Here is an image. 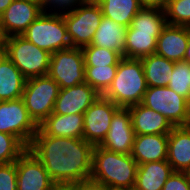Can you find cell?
<instances>
[{
	"label": "cell",
	"mask_w": 190,
	"mask_h": 190,
	"mask_svg": "<svg viewBox=\"0 0 190 190\" xmlns=\"http://www.w3.org/2000/svg\"><path fill=\"white\" fill-rule=\"evenodd\" d=\"M189 36V26L167 24L157 38L155 53L174 62L184 61Z\"/></svg>",
	"instance_id": "e0dca14e"
},
{
	"label": "cell",
	"mask_w": 190,
	"mask_h": 190,
	"mask_svg": "<svg viewBox=\"0 0 190 190\" xmlns=\"http://www.w3.org/2000/svg\"><path fill=\"white\" fill-rule=\"evenodd\" d=\"M100 0H79L80 4L84 3H99Z\"/></svg>",
	"instance_id": "60d3db41"
},
{
	"label": "cell",
	"mask_w": 190,
	"mask_h": 190,
	"mask_svg": "<svg viewBox=\"0 0 190 190\" xmlns=\"http://www.w3.org/2000/svg\"><path fill=\"white\" fill-rule=\"evenodd\" d=\"M85 59V66L102 67L107 65H118L121 56L110 49L87 45L82 48Z\"/></svg>",
	"instance_id": "83f0119b"
},
{
	"label": "cell",
	"mask_w": 190,
	"mask_h": 190,
	"mask_svg": "<svg viewBox=\"0 0 190 190\" xmlns=\"http://www.w3.org/2000/svg\"><path fill=\"white\" fill-rule=\"evenodd\" d=\"M0 190H17L16 163L0 164Z\"/></svg>",
	"instance_id": "1f68e13d"
},
{
	"label": "cell",
	"mask_w": 190,
	"mask_h": 190,
	"mask_svg": "<svg viewBox=\"0 0 190 190\" xmlns=\"http://www.w3.org/2000/svg\"><path fill=\"white\" fill-rule=\"evenodd\" d=\"M78 4H80L79 0H45L44 8L42 10H43V12H47V10L49 9L48 13L49 12L52 13V11H54L53 13H59V14L61 13L62 14V13H65L67 10L68 11L73 10Z\"/></svg>",
	"instance_id": "836d02e7"
},
{
	"label": "cell",
	"mask_w": 190,
	"mask_h": 190,
	"mask_svg": "<svg viewBox=\"0 0 190 190\" xmlns=\"http://www.w3.org/2000/svg\"><path fill=\"white\" fill-rule=\"evenodd\" d=\"M134 137L130 110L120 107L114 113L108 134L99 146L113 152L131 154Z\"/></svg>",
	"instance_id": "4fadbf2b"
},
{
	"label": "cell",
	"mask_w": 190,
	"mask_h": 190,
	"mask_svg": "<svg viewBox=\"0 0 190 190\" xmlns=\"http://www.w3.org/2000/svg\"><path fill=\"white\" fill-rule=\"evenodd\" d=\"M74 190H106V188L92 181H86L74 184Z\"/></svg>",
	"instance_id": "d590c367"
},
{
	"label": "cell",
	"mask_w": 190,
	"mask_h": 190,
	"mask_svg": "<svg viewBox=\"0 0 190 190\" xmlns=\"http://www.w3.org/2000/svg\"><path fill=\"white\" fill-rule=\"evenodd\" d=\"M38 129L45 135L66 138H82L84 124L83 114L51 113Z\"/></svg>",
	"instance_id": "44dd1931"
},
{
	"label": "cell",
	"mask_w": 190,
	"mask_h": 190,
	"mask_svg": "<svg viewBox=\"0 0 190 190\" xmlns=\"http://www.w3.org/2000/svg\"><path fill=\"white\" fill-rule=\"evenodd\" d=\"M187 174H188L189 179H190V169L187 171Z\"/></svg>",
	"instance_id": "f6af8a7d"
},
{
	"label": "cell",
	"mask_w": 190,
	"mask_h": 190,
	"mask_svg": "<svg viewBox=\"0 0 190 190\" xmlns=\"http://www.w3.org/2000/svg\"><path fill=\"white\" fill-rule=\"evenodd\" d=\"M118 65H107L102 67L85 66V82L103 95L111 85Z\"/></svg>",
	"instance_id": "4316f807"
},
{
	"label": "cell",
	"mask_w": 190,
	"mask_h": 190,
	"mask_svg": "<svg viewBox=\"0 0 190 190\" xmlns=\"http://www.w3.org/2000/svg\"><path fill=\"white\" fill-rule=\"evenodd\" d=\"M27 2L34 3L38 6H40L42 9L44 8V1L45 0H26Z\"/></svg>",
	"instance_id": "ab89813d"
},
{
	"label": "cell",
	"mask_w": 190,
	"mask_h": 190,
	"mask_svg": "<svg viewBox=\"0 0 190 190\" xmlns=\"http://www.w3.org/2000/svg\"><path fill=\"white\" fill-rule=\"evenodd\" d=\"M184 61L190 64V36H189V42L188 46L185 52Z\"/></svg>",
	"instance_id": "f35d334b"
},
{
	"label": "cell",
	"mask_w": 190,
	"mask_h": 190,
	"mask_svg": "<svg viewBox=\"0 0 190 190\" xmlns=\"http://www.w3.org/2000/svg\"><path fill=\"white\" fill-rule=\"evenodd\" d=\"M128 108L135 135L169 134L174 127L161 113L146 107L142 103Z\"/></svg>",
	"instance_id": "d6986e66"
},
{
	"label": "cell",
	"mask_w": 190,
	"mask_h": 190,
	"mask_svg": "<svg viewBox=\"0 0 190 190\" xmlns=\"http://www.w3.org/2000/svg\"><path fill=\"white\" fill-rule=\"evenodd\" d=\"M162 190H190V179L187 172H173Z\"/></svg>",
	"instance_id": "d6a6232c"
},
{
	"label": "cell",
	"mask_w": 190,
	"mask_h": 190,
	"mask_svg": "<svg viewBox=\"0 0 190 190\" xmlns=\"http://www.w3.org/2000/svg\"><path fill=\"white\" fill-rule=\"evenodd\" d=\"M166 25L165 11L141 8L127 28L124 57L141 59L154 54L157 38Z\"/></svg>",
	"instance_id": "3957f363"
},
{
	"label": "cell",
	"mask_w": 190,
	"mask_h": 190,
	"mask_svg": "<svg viewBox=\"0 0 190 190\" xmlns=\"http://www.w3.org/2000/svg\"><path fill=\"white\" fill-rule=\"evenodd\" d=\"M127 27L103 16L90 45L104 47L124 57Z\"/></svg>",
	"instance_id": "cb8c5ba5"
},
{
	"label": "cell",
	"mask_w": 190,
	"mask_h": 190,
	"mask_svg": "<svg viewBox=\"0 0 190 190\" xmlns=\"http://www.w3.org/2000/svg\"><path fill=\"white\" fill-rule=\"evenodd\" d=\"M98 4L103 16L127 28L141 9L138 0H100Z\"/></svg>",
	"instance_id": "484cf974"
},
{
	"label": "cell",
	"mask_w": 190,
	"mask_h": 190,
	"mask_svg": "<svg viewBox=\"0 0 190 190\" xmlns=\"http://www.w3.org/2000/svg\"><path fill=\"white\" fill-rule=\"evenodd\" d=\"M26 78L4 54L0 59V101L22 98Z\"/></svg>",
	"instance_id": "603a6c76"
},
{
	"label": "cell",
	"mask_w": 190,
	"mask_h": 190,
	"mask_svg": "<svg viewBox=\"0 0 190 190\" xmlns=\"http://www.w3.org/2000/svg\"><path fill=\"white\" fill-rule=\"evenodd\" d=\"M111 100L100 95L83 114V136L93 146L102 143L108 134L114 113L119 109Z\"/></svg>",
	"instance_id": "7c38bea8"
},
{
	"label": "cell",
	"mask_w": 190,
	"mask_h": 190,
	"mask_svg": "<svg viewBox=\"0 0 190 190\" xmlns=\"http://www.w3.org/2000/svg\"><path fill=\"white\" fill-rule=\"evenodd\" d=\"M167 86L190 102V64L185 61L175 62Z\"/></svg>",
	"instance_id": "f1b7e54d"
},
{
	"label": "cell",
	"mask_w": 190,
	"mask_h": 190,
	"mask_svg": "<svg viewBox=\"0 0 190 190\" xmlns=\"http://www.w3.org/2000/svg\"><path fill=\"white\" fill-rule=\"evenodd\" d=\"M106 190H125V189H112V188H106Z\"/></svg>",
	"instance_id": "ee69618b"
},
{
	"label": "cell",
	"mask_w": 190,
	"mask_h": 190,
	"mask_svg": "<svg viewBox=\"0 0 190 190\" xmlns=\"http://www.w3.org/2000/svg\"><path fill=\"white\" fill-rule=\"evenodd\" d=\"M14 0H0V16Z\"/></svg>",
	"instance_id": "74e56055"
},
{
	"label": "cell",
	"mask_w": 190,
	"mask_h": 190,
	"mask_svg": "<svg viewBox=\"0 0 190 190\" xmlns=\"http://www.w3.org/2000/svg\"><path fill=\"white\" fill-rule=\"evenodd\" d=\"M42 12V8L34 3L14 0L0 16V27L4 37L21 35Z\"/></svg>",
	"instance_id": "5bb4252c"
},
{
	"label": "cell",
	"mask_w": 190,
	"mask_h": 190,
	"mask_svg": "<svg viewBox=\"0 0 190 190\" xmlns=\"http://www.w3.org/2000/svg\"><path fill=\"white\" fill-rule=\"evenodd\" d=\"M141 62L148 87H164L169 84L174 69V61L154 53L142 57Z\"/></svg>",
	"instance_id": "d4e9b609"
},
{
	"label": "cell",
	"mask_w": 190,
	"mask_h": 190,
	"mask_svg": "<svg viewBox=\"0 0 190 190\" xmlns=\"http://www.w3.org/2000/svg\"><path fill=\"white\" fill-rule=\"evenodd\" d=\"M141 8H154L164 11L167 0H138Z\"/></svg>",
	"instance_id": "e575fe53"
},
{
	"label": "cell",
	"mask_w": 190,
	"mask_h": 190,
	"mask_svg": "<svg viewBox=\"0 0 190 190\" xmlns=\"http://www.w3.org/2000/svg\"><path fill=\"white\" fill-rule=\"evenodd\" d=\"M60 89L85 82V59L82 48L71 47L51 54L47 74Z\"/></svg>",
	"instance_id": "30bf717a"
},
{
	"label": "cell",
	"mask_w": 190,
	"mask_h": 190,
	"mask_svg": "<svg viewBox=\"0 0 190 190\" xmlns=\"http://www.w3.org/2000/svg\"><path fill=\"white\" fill-rule=\"evenodd\" d=\"M167 162L174 172L190 169V125L174 126L168 134Z\"/></svg>",
	"instance_id": "ffe728a7"
},
{
	"label": "cell",
	"mask_w": 190,
	"mask_h": 190,
	"mask_svg": "<svg viewBox=\"0 0 190 190\" xmlns=\"http://www.w3.org/2000/svg\"><path fill=\"white\" fill-rule=\"evenodd\" d=\"M168 134L135 135L131 156L138 165L167 160Z\"/></svg>",
	"instance_id": "ac0fdd59"
},
{
	"label": "cell",
	"mask_w": 190,
	"mask_h": 190,
	"mask_svg": "<svg viewBox=\"0 0 190 190\" xmlns=\"http://www.w3.org/2000/svg\"><path fill=\"white\" fill-rule=\"evenodd\" d=\"M142 104L161 113L173 126L190 125V102L168 86L148 87Z\"/></svg>",
	"instance_id": "9c48e42d"
},
{
	"label": "cell",
	"mask_w": 190,
	"mask_h": 190,
	"mask_svg": "<svg viewBox=\"0 0 190 190\" xmlns=\"http://www.w3.org/2000/svg\"><path fill=\"white\" fill-rule=\"evenodd\" d=\"M5 54L26 79L46 76L51 54L26 40L21 35L5 38Z\"/></svg>",
	"instance_id": "8992f818"
},
{
	"label": "cell",
	"mask_w": 190,
	"mask_h": 190,
	"mask_svg": "<svg viewBox=\"0 0 190 190\" xmlns=\"http://www.w3.org/2000/svg\"><path fill=\"white\" fill-rule=\"evenodd\" d=\"M5 43V37L1 31V27H0V46H4Z\"/></svg>",
	"instance_id": "b9f144b4"
},
{
	"label": "cell",
	"mask_w": 190,
	"mask_h": 190,
	"mask_svg": "<svg viewBox=\"0 0 190 190\" xmlns=\"http://www.w3.org/2000/svg\"><path fill=\"white\" fill-rule=\"evenodd\" d=\"M21 36L50 54L71 48L67 27L61 13L42 12Z\"/></svg>",
	"instance_id": "5b68a950"
},
{
	"label": "cell",
	"mask_w": 190,
	"mask_h": 190,
	"mask_svg": "<svg viewBox=\"0 0 190 190\" xmlns=\"http://www.w3.org/2000/svg\"><path fill=\"white\" fill-rule=\"evenodd\" d=\"M5 54V46H0V59Z\"/></svg>",
	"instance_id": "7bdbcfd3"
},
{
	"label": "cell",
	"mask_w": 190,
	"mask_h": 190,
	"mask_svg": "<svg viewBox=\"0 0 190 190\" xmlns=\"http://www.w3.org/2000/svg\"><path fill=\"white\" fill-rule=\"evenodd\" d=\"M138 164L131 154L94 146L90 181L112 189H134Z\"/></svg>",
	"instance_id": "7a4b0ae2"
},
{
	"label": "cell",
	"mask_w": 190,
	"mask_h": 190,
	"mask_svg": "<svg viewBox=\"0 0 190 190\" xmlns=\"http://www.w3.org/2000/svg\"><path fill=\"white\" fill-rule=\"evenodd\" d=\"M49 190H74V184L54 183Z\"/></svg>",
	"instance_id": "8d00e7d4"
},
{
	"label": "cell",
	"mask_w": 190,
	"mask_h": 190,
	"mask_svg": "<svg viewBox=\"0 0 190 190\" xmlns=\"http://www.w3.org/2000/svg\"><path fill=\"white\" fill-rule=\"evenodd\" d=\"M67 27L71 47L90 45L95 31L103 18L98 3L78 4L73 10L62 13Z\"/></svg>",
	"instance_id": "ba28073f"
},
{
	"label": "cell",
	"mask_w": 190,
	"mask_h": 190,
	"mask_svg": "<svg viewBox=\"0 0 190 190\" xmlns=\"http://www.w3.org/2000/svg\"><path fill=\"white\" fill-rule=\"evenodd\" d=\"M59 91L58 83L48 75L26 80L22 99L29 116L37 125L53 112Z\"/></svg>",
	"instance_id": "52a82bcc"
},
{
	"label": "cell",
	"mask_w": 190,
	"mask_h": 190,
	"mask_svg": "<svg viewBox=\"0 0 190 190\" xmlns=\"http://www.w3.org/2000/svg\"><path fill=\"white\" fill-rule=\"evenodd\" d=\"M27 149L54 183L90 181L94 146L85 139L49 136L38 129Z\"/></svg>",
	"instance_id": "6da1fadb"
},
{
	"label": "cell",
	"mask_w": 190,
	"mask_h": 190,
	"mask_svg": "<svg viewBox=\"0 0 190 190\" xmlns=\"http://www.w3.org/2000/svg\"><path fill=\"white\" fill-rule=\"evenodd\" d=\"M37 130L22 98L0 101V132L17 137L28 147Z\"/></svg>",
	"instance_id": "8fae6325"
},
{
	"label": "cell",
	"mask_w": 190,
	"mask_h": 190,
	"mask_svg": "<svg viewBox=\"0 0 190 190\" xmlns=\"http://www.w3.org/2000/svg\"><path fill=\"white\" fill-rule=\"evenodd\" d=\"M15 163L17 190H49L54 184L43 164L28 149Z\"/></svg>",
	"instance_id": "9a60e30c"
},
{
	"label": "cell",
	"mask_w": 190,
	"mask_h": 190,
	"mask_svg": "<svg viewBox=\"0 0 190 190\" xmlns=\"http://www.w3.org/2000/svg\"><path fill=\"white\" fill-rule=\"evenodd\" d=\"M147 89L141 59L122 57L111 85L102 96L118 107L128 108L142 103Z\"/></svg>",
	"instance_id": "277c9868"
},
{
	"label": "cell",
	"mask_w": 190,
	"mask_h": 190,
	"mask_svg": "<svg viewBox=\"0 0 190 190\" xmlns=\"http://www.w3.org/2000/svg\"><path fill=\"white\" fill-rule=\"evenodd\" d=\"M100 94L86 82L60 89L55 101V114H84Z\"/></svg>",
	"instance_id": "2e32d148"
},
{
	"label": "cell",
	"mask_w": 190,
	"mask_h": 190,
	"mask_svg": "<svg viewBox=\"0 0 190 190\" xmlns=\"http://www.w3.org/2000/svg\"><path fill=\"white\" fill-rule=\"evenodd\" d=\"M26 150L17 137L0 132V164L15 162Z\"/></svg>",
	"instance_id": "f546056e"
},
{
	"label": "cell",
	"mask_w": 190,
	"mask_h": 190,
	"mask_svg": "<svg viewBox=\"0 0 190 190\" xmlns=\"http://www.w3.org/2000/svg\"><path fill=\"white\" fill-rule=\"evenodd\" d=\"M173 172L167 160L138 165L134 190H162Z\"/></svg>",
	"instance_id": "7402d4cb"
},
{
	"label": "cell",
	"mask_w": 190,
	"mask_h": 190,
	"mask_svg": "<svg viewBox=\"0 0 190 190\" xmlns=\"http://www.w3.org/2000/svg\"><path fill=\"white\" fill-rule=\"evenodd\" d=\"M164 11L167 24L190 27V0H167Z\"/></svg>",
	"instance_id": "4dcf8cb0"
}]
</instances>
